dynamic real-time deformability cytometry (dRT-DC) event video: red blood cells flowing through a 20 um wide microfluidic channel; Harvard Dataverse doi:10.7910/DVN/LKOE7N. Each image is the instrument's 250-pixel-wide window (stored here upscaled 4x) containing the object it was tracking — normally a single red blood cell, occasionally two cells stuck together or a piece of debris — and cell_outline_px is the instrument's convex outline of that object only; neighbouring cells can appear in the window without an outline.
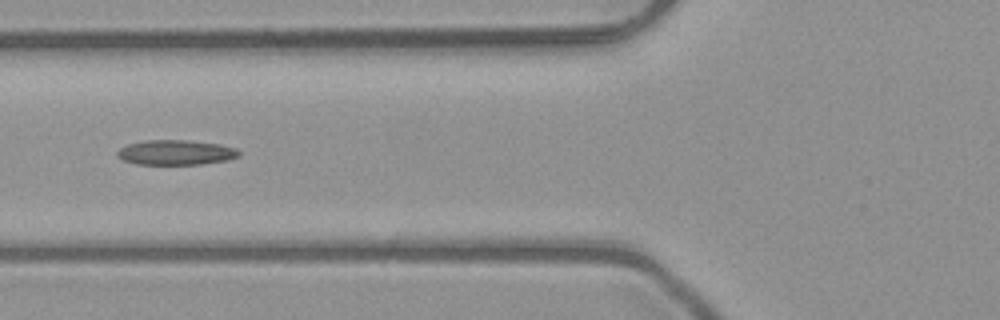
{"species": "common noctule bat (a hibernating species)", "species_latin": "Nyctalus noctula", "temperature_condition": "room temperature", "stored_images_in_passage": 6, "camera_frame_rate_fps": 3000, "um_per_image_px": 0.085, "animal": {"sex": "male", "body_mass_g": 23.1, "forearm_length_mm": 52.7}, "frame": {"image": 1, "passage_image": 6, "time_ms": 1.667, "image_size_px": [1000, 320], "cell_outline_px": [[240, 156], [228, 160], [200, 164], [136, 164], [124, 160], [116, 156], [116, 152], [120, 148], [128, 144], [144, 140], [188, 140], [216, 144], [236, 148], [240, 152]], "centroid_in_image_um": [14.93, 12.96], "position_along_channel_um": 110.9, "area_um2": 17.63}}